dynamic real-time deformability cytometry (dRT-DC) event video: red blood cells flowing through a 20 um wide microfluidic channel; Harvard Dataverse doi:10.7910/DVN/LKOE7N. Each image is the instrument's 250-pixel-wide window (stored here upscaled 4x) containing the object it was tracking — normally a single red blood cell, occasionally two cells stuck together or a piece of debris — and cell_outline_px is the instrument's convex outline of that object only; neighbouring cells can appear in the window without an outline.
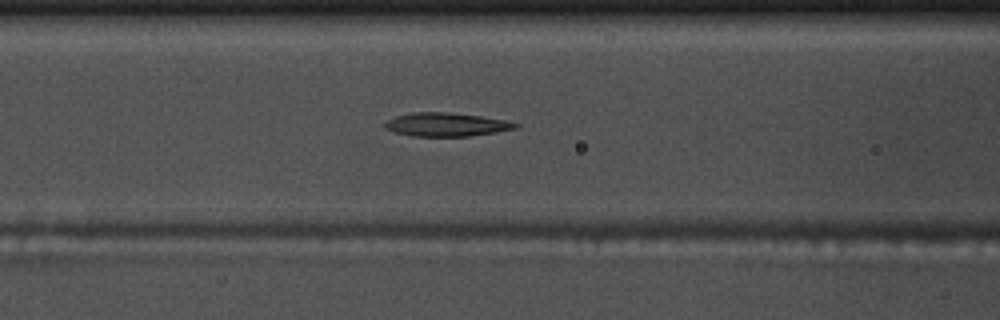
{"species": "common noctule bat (a hibernating species)", "species_latin": "Nyctalus noctula", "temperature_condition": "warm", "stored_images_in_passage": 54, "camera_frame_rate_fps": 3000, "um_per_image_px": 0.085, "animal": {"sex": "male", "body_mass_g": 17.5, "forearm_length_mm": 52.3}, "frame": {"image": 1, "passage_image": 22, "time_ms": 7.0, "image_size_px": [1000, 320], "cell_outline_px": [[520, 128], [468, 136], [412, 136], [392, 132], [384, 128], [384, 124], [388, 120], [396, 116], [412, 112], [448, 112], [480, 116], [504, 120], [520, 124]], "centroid_in_image_um": [37.91, 10.59], "position_along_channel_um": 128.7, "area_um2": 17.92}}
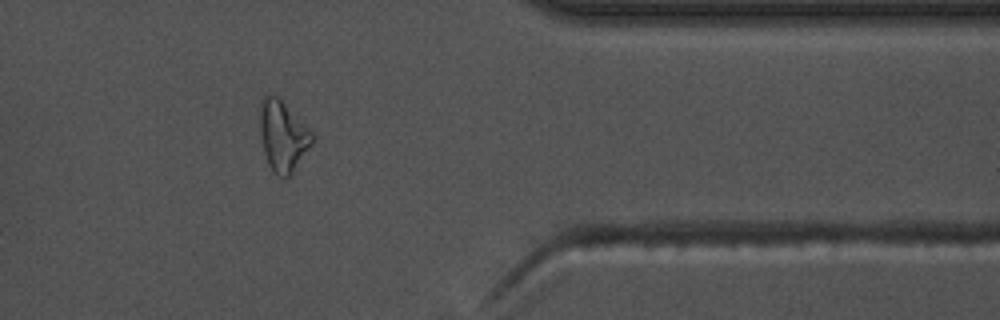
{"frame": {"image": 2, "passage_image": 44, "time_ms": 14.333, "image_size_px": [1000, 320], "cell_outline_px": [[316, 136], [312, 144], [292, 172], [284, 180], [276, 176], [268, 164], [260, 132], [260, 112], [264, 96], [268, 92], [276, 96]], "centroid_in_image_um": [24.05, 11.6], "position_along_channel_um": 387.4, "area_um2": 21.04}}
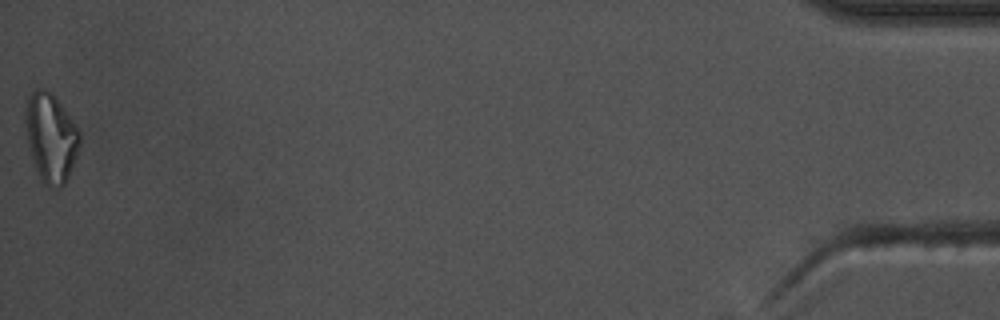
{"frame": {"image": 3, "passage_image": 54, "time_ms": 17.667, "image_size_px": [1000, 320], "cell_outline_px": [[80, 144], [76, 156], [68, 176], [64, 184], [60, 188], [52, 188], [40, 176], [36, 168], [28, 144], [24, 112], [28, 96], [36, 88], [44, 88], [52, 92], [56, 96], [80, 132]], "centroid_in_image_um": [4.32, 11.63], "position_along_channel_um": 430.9, "area_um2": 27.74}, "authors_computed_cell_mechanics": {"area_um2": 18.6983, "velocity_mm_per_s": 3.7618, "shape_relaxation_time_tau1_ms": 3.9599, "shape_relaxation_time_tau2_ms": 4.3821, "deformation_change_tau1": 0.1824, "deformation_change_tau2": 0.156}}